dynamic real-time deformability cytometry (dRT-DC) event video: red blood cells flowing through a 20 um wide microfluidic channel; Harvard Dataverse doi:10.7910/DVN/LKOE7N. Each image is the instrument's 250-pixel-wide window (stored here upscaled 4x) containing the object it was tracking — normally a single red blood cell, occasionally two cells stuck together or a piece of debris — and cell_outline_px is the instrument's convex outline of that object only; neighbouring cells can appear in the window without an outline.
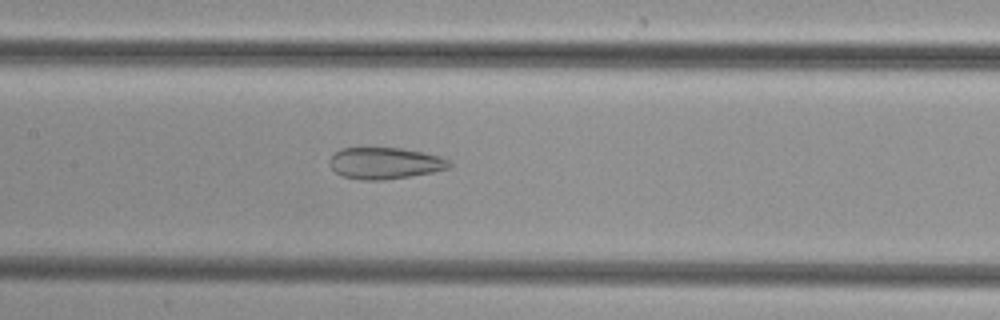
{"species": "common noctule bat (a hibernating species)", "species_latin": "Nyctalus noctula", "temperature_condition": "cold", "stored_images_in_passage": 51, "camera_frame_rate_fps": 3000, "um_per_image_px": 0.085, "animal": {"sex": "female", "body_mass_g": 29.2, "forearm_length_mm": 56.3}, "frame": {"image": 1, "passage_image": 24, "time_ms": 7.667, "image_size_px": [1000, 320], "cell_outline_px": [[452, 164], [448, 168], [432, 172], [384, 180], [360, 180], [340, 176], [328, 164], [328, 160], [340, 148], [400, 148], [440, 156], [448, 160]], "centroid_in_image_um": [32.67, 13.88], "position_along_channel_um": 174.7, "area_um2": 21.91}}
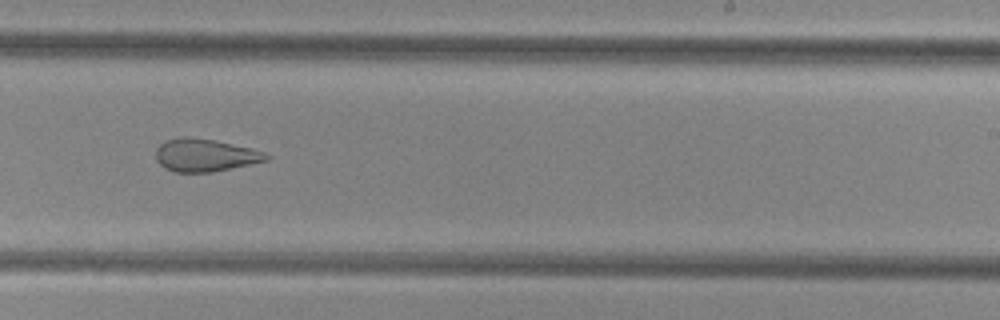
{"frame": {"image": 2, "passage_image": 31, "time_ms": 10.0, "image_size_px": [1000, 320], "cell_outline_px": [[272, 156], [268, 160], [212, 172], [176, 172], [164, 168], [156, 160], [156, 148], [160, 144], [168, 140], [180, 136], [184, 136], [216, 140], [252, 148], [264, 152]], "centroid_in_image_um": [17.43, 13.18], "position_along_channel_um": 271.6, "area_um2": 21.1}}
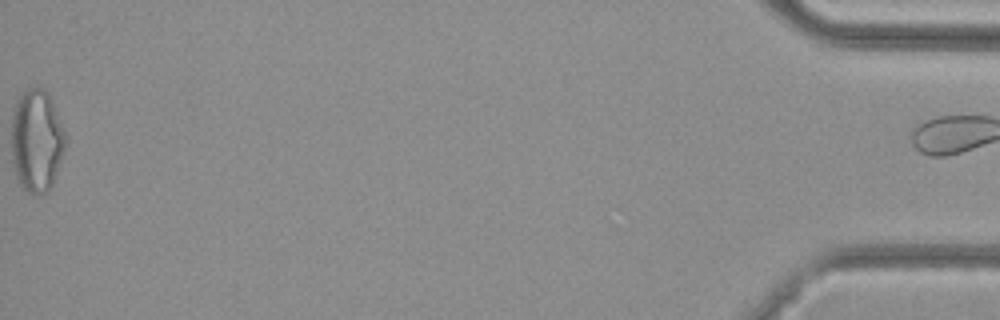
{"frame": {"image": 3, "passage_image": 50, "time_ms": 16.333, "image_size_px": [1000, 320], "cell_outline_px": [[68, 140], [52, 184], [48, 192], [40, 196], [36, 196], [24, 192], [16, 176], [12, 160], [12, 112], [16, 100], [20, 92], [28, 88], [44, 88], [48, 92], [52, 100], [68, 136]], "centroid_in_image_um": [3.12, 11.96], "position_along_channel_um": 432.1, "area_um2": 33.12}}